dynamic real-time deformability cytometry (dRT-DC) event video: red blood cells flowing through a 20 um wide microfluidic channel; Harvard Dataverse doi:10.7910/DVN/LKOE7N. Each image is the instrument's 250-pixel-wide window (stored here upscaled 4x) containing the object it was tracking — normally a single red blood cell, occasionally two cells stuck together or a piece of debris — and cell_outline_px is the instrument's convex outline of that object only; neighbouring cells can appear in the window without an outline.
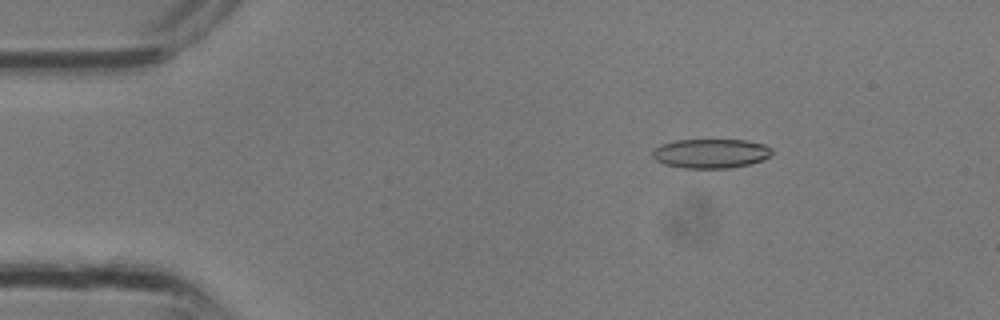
{"species": "common noctule bat (a hibernating species)", "species_latin": "Nyctalus noctula", "temperature_condition": "room temperature", "stored_images_in_passage": 2, "camera_frame_rate_fps": 3000, "um_per_image_px": 0.085, "animal": {"sex": "male", "body_mass_g": 13.3}, "frame": {"image": 1, "passage_image": 2, "time_ms": 0.333, "image_size_px": [1000, 320], "cell_outline_px": [[772, 152], [768, 156], [760, 160], [748, 164], [728, 168], [684, 168], [664, 164], [656, 160], [652, 156], [652, 148], [660, 144], [676, 140], [748, 140], [764, 144], [772, 148]], "centroid_in_image_um": [60.36, 13.03], "position_along_channel_um": 24.6, "area_um2": 20.4}}